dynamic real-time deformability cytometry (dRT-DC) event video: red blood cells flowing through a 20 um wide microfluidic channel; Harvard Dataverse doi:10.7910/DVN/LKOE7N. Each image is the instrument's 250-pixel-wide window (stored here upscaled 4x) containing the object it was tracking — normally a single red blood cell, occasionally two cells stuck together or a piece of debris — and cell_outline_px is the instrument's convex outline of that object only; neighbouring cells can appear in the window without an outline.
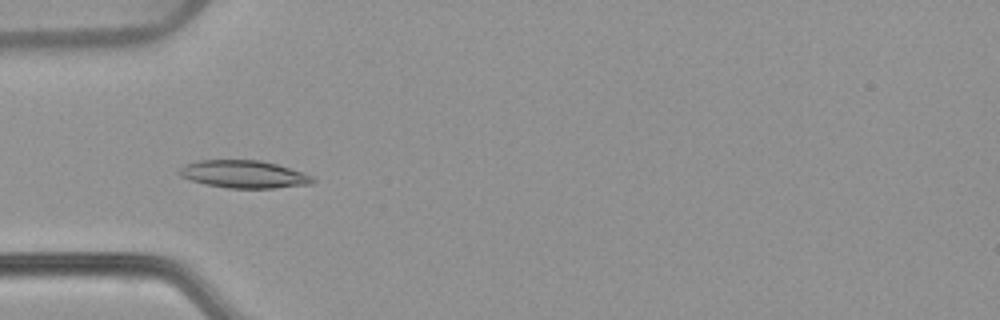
{"species": "common noctule bat (a hibernating species)", "species_latin": "Nyctalus noctula", "temperature_condition": "warm", "stored_images_in_passage": 14, "camera_frame_rate_fps": 3000, "um_per_image_px": 0.085, "animal": {"sex": "female", "body_mass_g": 22.7, "forearm_length_mm": 54.2}, "frame": {"image": 1, "passage_image": 5, "time_ms": 1.333, "image_size_px": [1000, 320], "cell_outline_px": [[316, 180], [312, 184], [272, 188], [228, 188], [208, 184], [192, 180], [180, 176], [176, 172], [184, 164], [200, 160], [260, 160], [276, 164], [304, 172], [312, 176]], "centroid_in_image_um": [20.74, 14.8], "position_along_channel_um": 64.3, "area_um2": 21.44}}
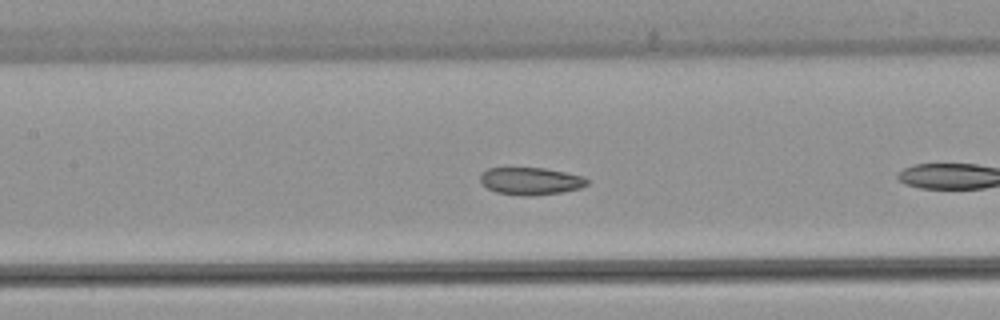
{"frame": {"image": 2, "passage_image": 10, "time_ms": 3.0, "image_size_px": [1000, 320], "cell_outline_px": [[588, 184], [580, 188], [560, 192], [532, 196], [520, 196], [496, 192], [488, 188], [480, 180], [480, 172], [488, 168], [544, 168], [584, 176], [588, 180]], "centroid_in_image_um": [45.09, 15.39], "position_along_channel_um": 162.3, "area_um2": 17.05}}